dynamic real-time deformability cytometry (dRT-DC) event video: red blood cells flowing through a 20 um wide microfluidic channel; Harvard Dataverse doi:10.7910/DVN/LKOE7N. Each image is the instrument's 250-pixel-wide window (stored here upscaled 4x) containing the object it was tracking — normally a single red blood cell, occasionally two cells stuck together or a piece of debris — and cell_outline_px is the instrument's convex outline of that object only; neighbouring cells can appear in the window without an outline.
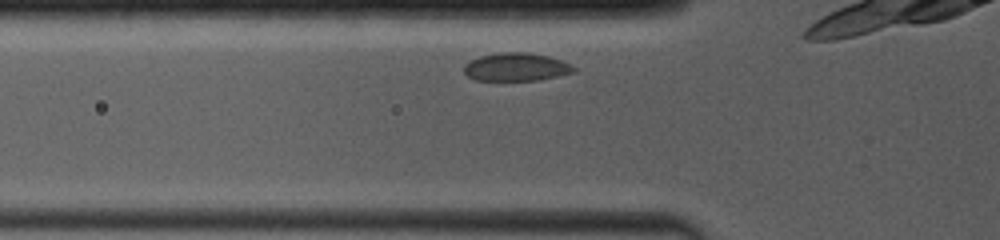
{"species": "common noctule bat (a hibernating species)", "species_latin": "Nyctalus noctula", "temperature_condition": "room temperature", "stored_images_in_passage": 8, "camera_frame_rate_fps": 4000, "um_per_image_px": 0.085, "animal": {"sex": "female", "body_mass_g": 19.0, "forearm_length_mm": 53.3}, "frame": {"image": 1, "passage_image": 2, "time_ms": 0.5, "image_size_px": [1000, 240], "cell_outline_px": [[576, 72], [536, 80], [476, 80], [468, 76], [464, 72], [464, 64], [480, 56], [496, 52], [528, 52], [548, 56], [560, 60], [576, 68]], "centroid_in_image_um": [43.85, 5.68], "position_along_channel_um": 81.9, "area_um2": 17.86}}
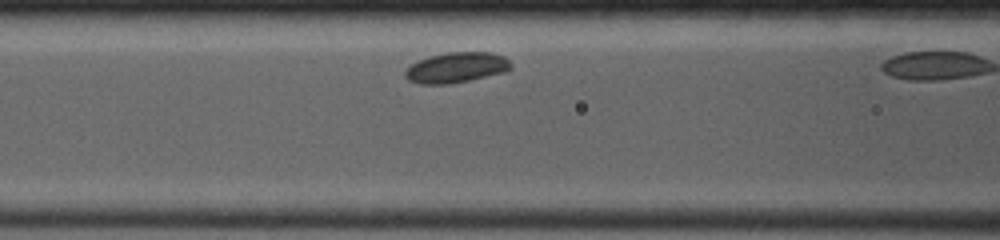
{"frame": {"image": 2, "passage_image": 5, "time_ms": 1.75, "image_size_px": [1000, 240], "cell_outline_px": [[512, 68], [508, 72], [448, 84], [420, 84], [408, 80], [404, 76], [404, 72], [412, 64], [428, 56], [448, 52], [492, 52], [504, 56], [512, 64]], "centroid_in_image_um": [38.83, 5.74], "position_along_channel_um": 127.8, "area_um2": 18.84}}